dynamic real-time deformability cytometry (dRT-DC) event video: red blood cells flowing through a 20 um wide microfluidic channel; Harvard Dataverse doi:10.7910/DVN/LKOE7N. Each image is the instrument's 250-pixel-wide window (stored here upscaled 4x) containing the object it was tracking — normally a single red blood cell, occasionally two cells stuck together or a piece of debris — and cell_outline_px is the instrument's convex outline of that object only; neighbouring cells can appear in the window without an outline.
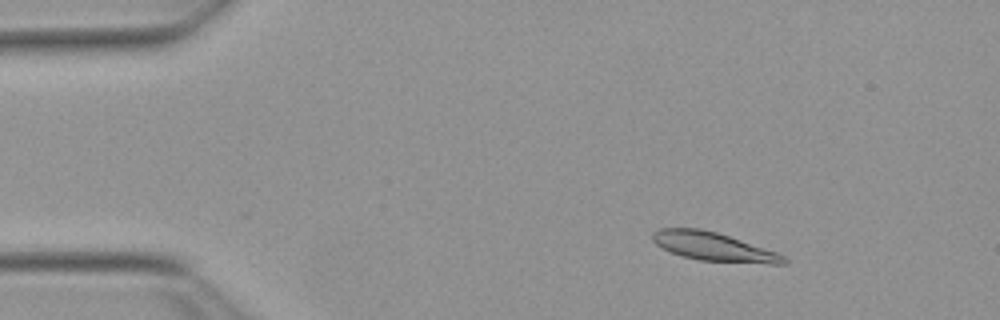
{"species": "Egyptian fruit bat (a non-hibernating species)", "species_latin": "Rousettus aegyptiacus", "temperature_condition": "warm", "stored_images_in_passage": 54, "camera_frame_rate_fps": 3000, "um_per_image_px": 0.085, "animal": {"sex": "female"}, "frame": {"image": 1, "passage_image": 8, "time_ms": 2.333, "image_size_px": [1000, 320], "cell_outline_px": [[788, 264], [768, 264], [700, 260], [680, 256], [656, 244], [652, 240], [652, 232], [660, 228], [700, 228], [716, 232], [776, 252], [784, 256], [788, 260]], "centroid_in_image_um": [60.64, 20.97], "position_along_channel_um": 24.4, "area_um2": 21.68}}
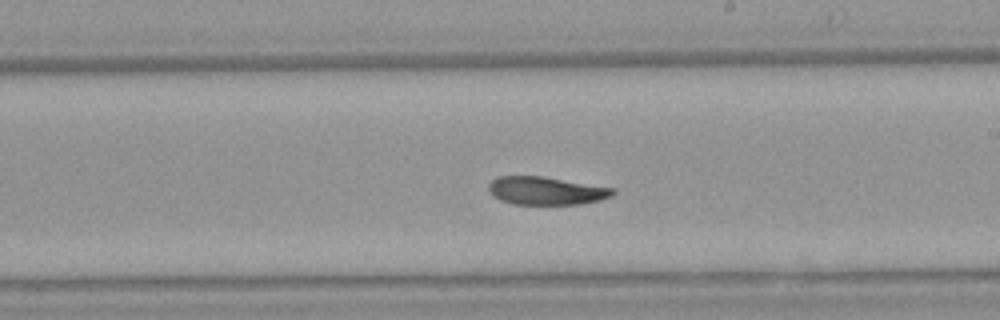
{"frame": {"image": 2, "passage_image": 31, "time_ms": 10.0, "image_size_px": [1000, 320], "cell_outline_px": [[616, 192], [612, 196], [600, 200], [580, 204], [512, 204], [500, 200], [492, 196], [488, 192], [488, 184], [496, 176], [544, 176], [616, 188]], "centroid_in_image_um": [46.41, 16.21], "position_along_channel_um": 242.6, "area_um2": 20.63}}
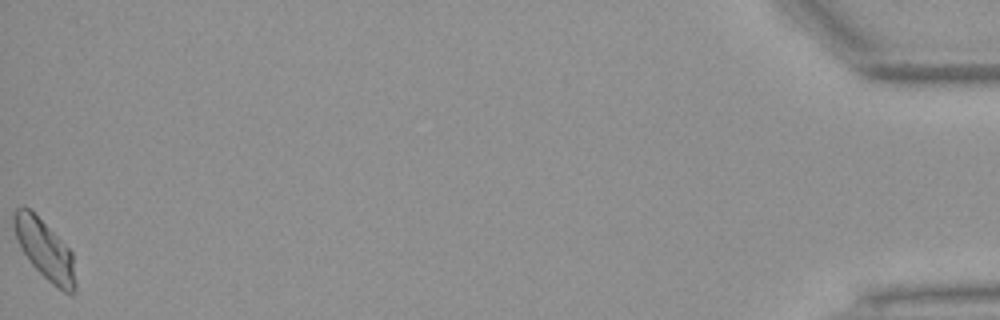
{"frame": {"image": 3, "passage_image": 54, "time_ms": 17.667, "image_size_px": [1000, 320], "cell_outline_px": [[76, 288], [72, 296], [64, 292], [52, 284], [28, 260], [20, 248], [12, 224], [12, 216], [16, 208], [28, 208], [72, 252], [76, 284]], "centroid_in_image_um": [3.8, 21.27], "position_along_channel_um": 431.4, "area_um2": 20.87}, "authors_computed_cell_mechanics": {"area_um2": 21.386, "velocity_mm_per_s": 3.803, "shape_relaxation_time_tau1_ms": 3.6388, "shape_relaxation_time_tau2_ms": 4.9434, "deformation_change_tau1": 0.1346, "deformation_change_tau2": 0.1084}}